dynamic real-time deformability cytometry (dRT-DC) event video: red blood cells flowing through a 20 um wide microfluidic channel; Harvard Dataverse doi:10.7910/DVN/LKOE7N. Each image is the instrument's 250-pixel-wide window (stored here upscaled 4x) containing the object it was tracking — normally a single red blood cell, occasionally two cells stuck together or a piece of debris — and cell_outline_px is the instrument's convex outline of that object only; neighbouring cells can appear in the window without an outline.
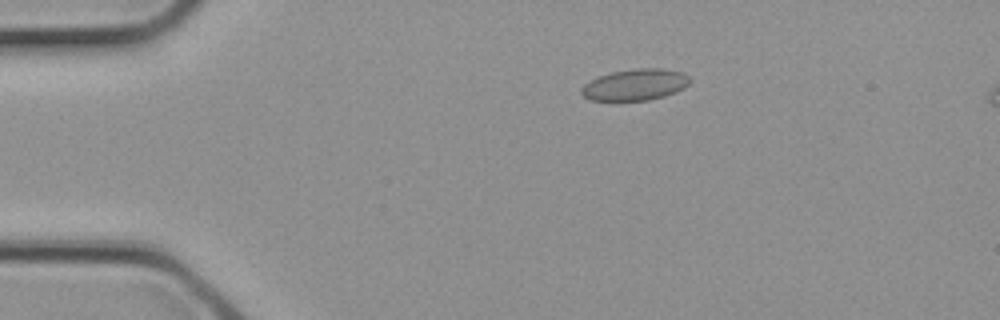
{"species": "common noctule bat (a hibernating species)", "species_latin": "Nyctalus noctula", "temperature_condition": "cold", "stored_images_in_passage": 15, "camera_frame_rate_fps": 3000, "um_per_image_px": 0.085, "animal": {"sex": "female", "body_mass_g": 21.9}, "frame": {"image": 1, "passage_image": 4, "time_ms": 1.0, "image_size_px": [1000, 320], "cell_outline_px": [[692, 80], [684, 88], [676, 92], [664, 96], [648, 100], [592, 100], [584, 96], [580, 92], [580, 88], [584, 84], [600, 76], [612, 72], [636, 68], [664, 68], [684, 72]], "centroid_in_image_um": [54.03, 7.19], "position_along_channel_um": 31.0, "area_um2": 19.83}}
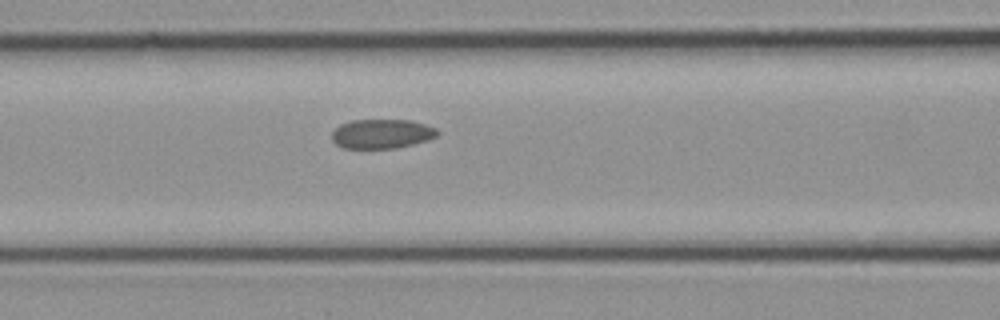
{"frame": {"image": 2, "passage_image": 11, "time_ms": 3.333, "image_size_px": [1000, 320], "cell_outline_px": [[440, 132], [436, 136], [428, 140], [396, 148], [344, 148], [336, 144], [332, 140], [332, 132], [340, 124], [352, 120], [408, 120], [424, 124], [436, 128]], "centroid_in_image_um": [32.44, 11.37], "position_along_channel_um": 134.2, "area_um2": 17.98}}
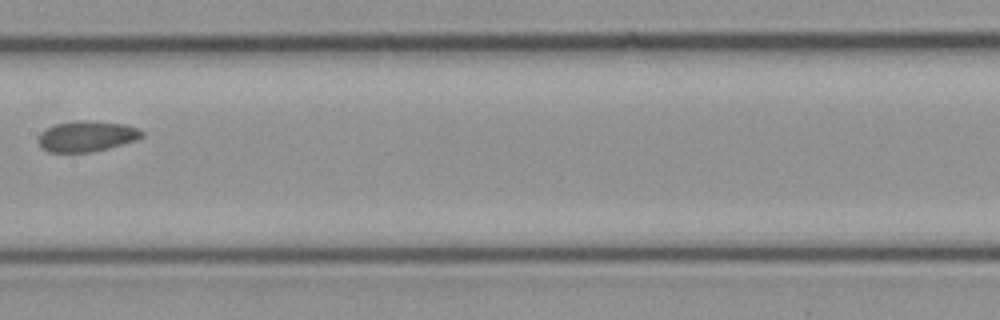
{"frame": {"image": 3, "passage_image": 14, "time_ms": 4.333, "image_size_px": [1000, 320], "cell_outline_px": [[144, 136], [136, 140], [108, 148], [92, 152], [48, 152], [40, 144], [40, 132], [56, 124], [76, 120], [88, 120], [128, 124], [144, 132]], "centroid_in_image_um": [7.42, 11.57], "position_along_channel_um": 200.0, "area_um2": 18.44}}